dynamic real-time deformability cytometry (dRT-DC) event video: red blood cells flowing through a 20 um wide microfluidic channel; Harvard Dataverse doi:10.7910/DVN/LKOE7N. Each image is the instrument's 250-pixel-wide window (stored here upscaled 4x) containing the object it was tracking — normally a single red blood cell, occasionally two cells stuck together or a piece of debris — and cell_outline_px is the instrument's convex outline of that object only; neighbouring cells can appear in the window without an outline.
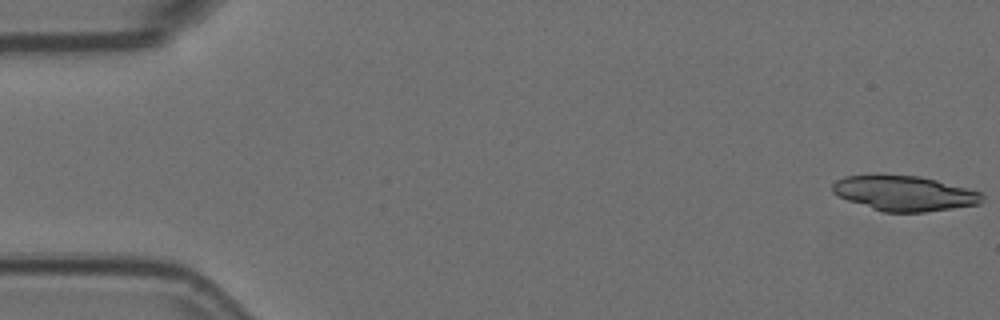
{"species": "Egyptian fruit bat (a non-hibernating species)", "species_latin": "Rousettus aegyptiacus", "temperature_condition": "room temperature", "stored_images_in_passage": 17, "camera_frame_rate_fps": 3000, "um_per_image_px": 0.085, "animal": {"sex": "female"}, "frame": {"image": 1, "passage_image": 1, "time_ms": 0.0, "image_size_px": [1000, 320], "cell_outline_px": [[984, 200], [980, 204], [924, 212], [884, 212], [848, 200], [832, 192], [832, 184], [836, 180], [844, 176], [920, 176], [936, 180], [980, 192], [984, 196]], "centroid_in_image_um": [76.89, 16.44], "position_along_channel_um": 8.1, "area_um2": 30.0}}